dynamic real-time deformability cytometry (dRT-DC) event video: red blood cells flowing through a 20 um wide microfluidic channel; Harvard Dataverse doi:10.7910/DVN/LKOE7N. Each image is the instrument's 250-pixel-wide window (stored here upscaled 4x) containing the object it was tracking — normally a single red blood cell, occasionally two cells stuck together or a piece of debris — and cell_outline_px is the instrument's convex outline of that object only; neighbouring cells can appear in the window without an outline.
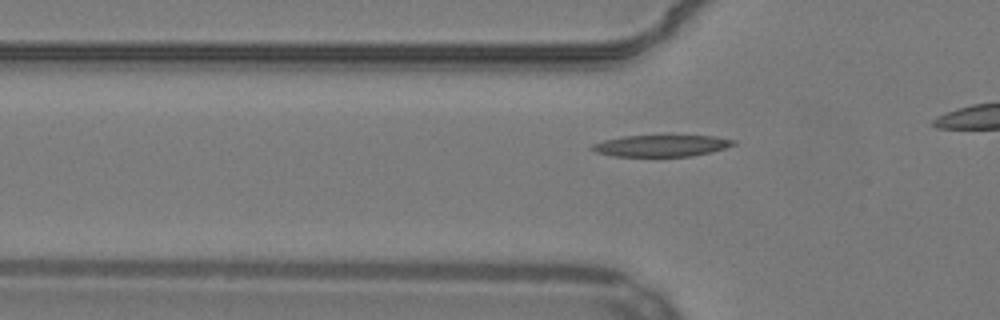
{"species": "common noctule bat (a hibernating species)", "species_latin": "Nyctalus noctula", "temperature_condition": "warm", "stored_images_in_passage": 23, "camera_frame_rate_fps": 3000, "um_per_image_px": 0.085, "animal": {"sex": "male", "body_mass_g": 19.2, "forearm_length_mm": 51.8}, "frame": {"image": 1, "passage_image": 10, "time_ms": 3.0, "image_size_px": [1000, 320], "cell_outline_px": [[736, 144], [712, 152], [692, 156], [612, 156], [596, 152], [588, 148], [592, 144], [604, 140], [624, 136], [664, 132], [716, 136], [736, 140]], "centroid_in_image_um": [56.25, 12.32], "position_along_channel_um": 69.6, "area_um2": 19.07}}
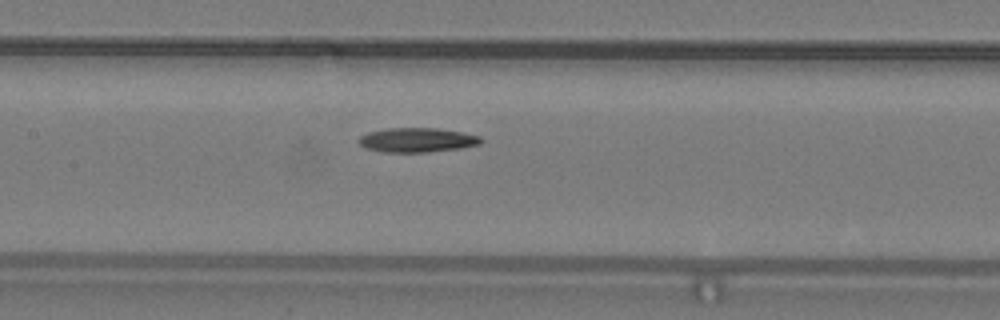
{"frame": {"image": 2, "passage_image": 18, "time_ms": 5.667, "image_size_px": [1000, 320], "cell_outline_px": [[484, 140], [480, 144], [460, 148], [428, 152], [380, 152], [364, 148], [360, 144], [360, 136], [368, 132], [384, 128], [436, 128], [460, 132], [480, 136]], "centroid_in_image_um": [35.44, 11.9], "position_along_channel_um": 172.0, "area_um2": 17.4}}
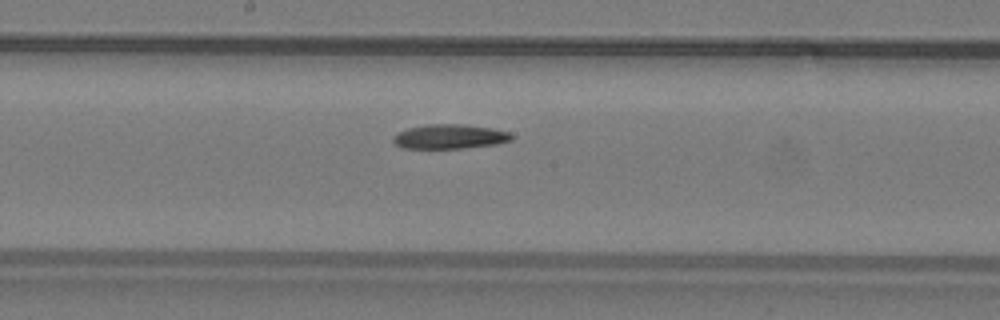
{"frame": {"image": 3, "passage_image": 21, "time_ms": 6.667, "image_size_px": [1000, 320], "cell_outline_px": [[512, 140], [496, 144], [460, 148], [400, 148], [392, 140], [392, 136], [408, 128], [428, 124], [464, 124], [492, 128], [508, 132], [512, 136]], "centroid_in_image_um": [38.2, 11.6], "position_along_channel_um": 210.0, "area_um2": 16.76}}